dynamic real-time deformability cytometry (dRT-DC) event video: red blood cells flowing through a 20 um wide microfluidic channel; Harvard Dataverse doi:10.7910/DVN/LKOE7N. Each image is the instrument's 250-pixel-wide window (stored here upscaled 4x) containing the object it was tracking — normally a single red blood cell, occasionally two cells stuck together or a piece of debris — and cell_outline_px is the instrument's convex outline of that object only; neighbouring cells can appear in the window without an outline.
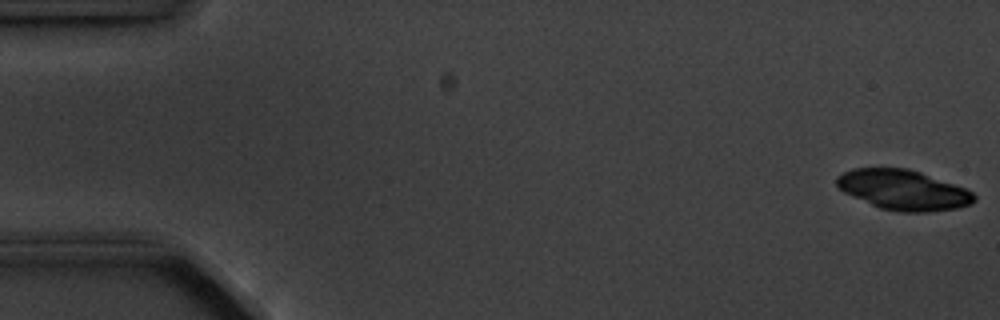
{"species": "common noctule bat (a hibernating species)", "species_latin": "Nyctalus noctula", "temperature_condition": "cold", "stored_images_in_passage": 6, "camera_frame_rate_fps": 3000, "um_per_image_px": 0.085, "animal": {"sex": "male", "body_mass_g": 20.1, "forearm_length_mm": 53.5}, "frame": {"image": 1, "passage_image": 1, "time_ms": 0.0, "image_size_px": [1000, 320], "cell_outline_px": [[976, 200], [972, 204], [956, 208], [928, 212], [896, 212], [880, 208], [852, 196], [844, 192], [836, 184], [836, 176], [852, 168], [908, 168], [920, 172], [964, 188], [972, 192], [976, 196]], "centroid_in_image_um": [76.77, 16.15], "position_along_channel_um": 8.2, "area_um2": 31.96}}